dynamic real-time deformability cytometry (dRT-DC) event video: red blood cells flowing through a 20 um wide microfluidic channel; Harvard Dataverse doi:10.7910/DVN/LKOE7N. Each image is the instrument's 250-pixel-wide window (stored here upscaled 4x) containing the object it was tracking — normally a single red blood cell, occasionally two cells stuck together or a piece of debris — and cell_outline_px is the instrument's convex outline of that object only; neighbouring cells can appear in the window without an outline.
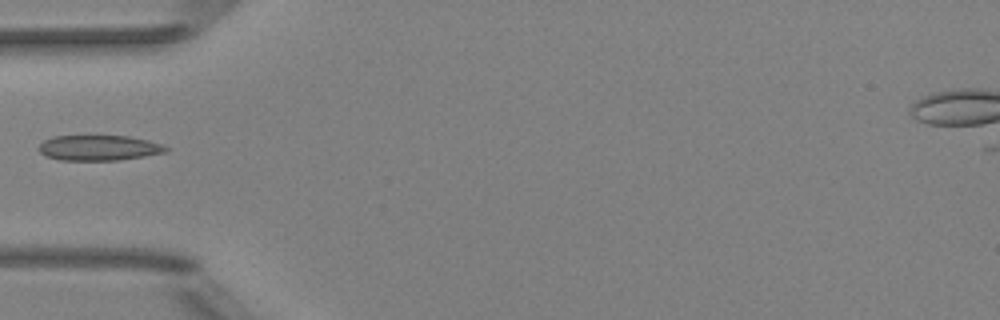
{"species": "Egyptian fruit bat (a non-hibernating species)", "species_latin": "Rousettus aegyptiacus", "temperature_condition": "room temperature", "stored_images_in_passage": 4, "camera_frame_rate_fps": 3000, "um_per_image_px": 0.085, "animal": {"sex": "female"}, "frame": {"image": 1, "passage_image": 2, "time_ms": 1.333, "image_size_px": [1000, 320], "cell_outline_px": [[168, 152], [120, 160], [60, 160], [44, 156], [40, 152], [40, 144], [44, 140], [52, 136], [128, 136], [148, 140], [164, 144], [168, 148]], "centroid_in_image_um": [8.43, 12.57], "position_along_channel_um": 76.6, "area_um2": 18.84}}
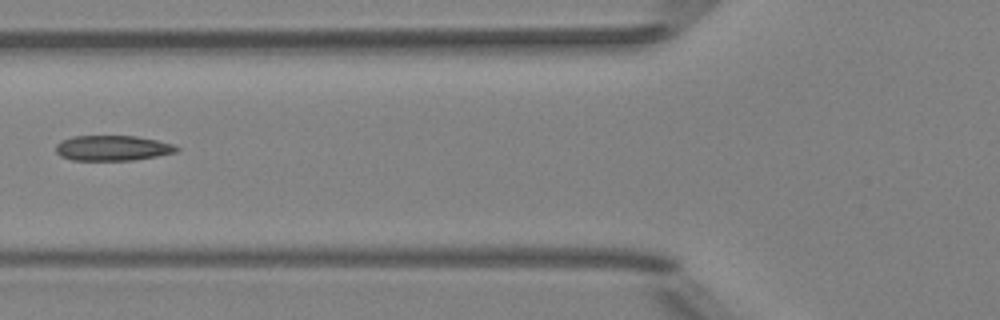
{"frame": {"image": 2, "passage_image": 3, "time_ms": 2.333, "image_size_px": [1000, 320], "cell_outline_px": [[180, 148], [176, 152], [156, 156], [132, 160], [72, 160], [60, 156], [56, 152], [56, 144], [60, 140], [72, 136], [136, 136], [156, 140], [172, 144]], "centroid_in_image_um": [9.52, 12.58], "position_along_channel_um": 116.3, "area_um2": 17.74}}
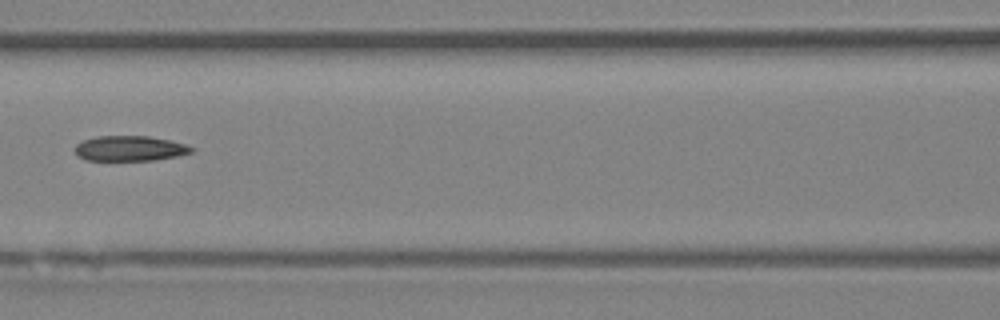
{"frame": {"image": 3, "passage_image": 4, "time_ms": 3.333, "image_size_px": [1000, 320], "cell_outline_px": [[196, 148], [192, 152], [176, 156], [152, 160], [88, 160], [76, 156], [76, 144], [84, 140], [96, 136], [148, 136], [168, 140], [184, 144]], "centroid_in_image_um": [11.02, 12.61], "position_along_channel_um": 155.6, "area_um2": 16.94}}